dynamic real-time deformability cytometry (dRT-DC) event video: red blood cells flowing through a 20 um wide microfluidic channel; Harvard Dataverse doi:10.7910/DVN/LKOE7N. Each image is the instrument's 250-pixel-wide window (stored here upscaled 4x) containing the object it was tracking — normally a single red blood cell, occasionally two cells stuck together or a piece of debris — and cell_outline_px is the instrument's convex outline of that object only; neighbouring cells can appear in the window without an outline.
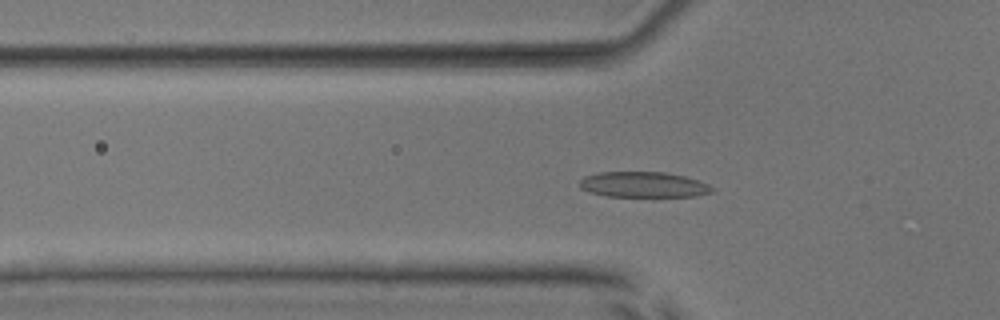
{"species": "common noctule bat (a hibernating species)", "species_latin": "Nyctalus noctula", "temperature_condition": "room temperature", "stored_images_in_passage": 52, "camera_frame_rate_fps": 3000, "um_per_image_px": 0.085, "animal": {"sex": "male", "body_mass_g": 17.9, "forearm_length_mm": 54.2}, "frame": {"image": 1, "passage_image": 18, "time_ms": 5.667, "image_size_px": [1000, 320], "cell_outline_px": [[712, 192], [696, 196], [608, 196], [588, 192], [580, 188], [580, 180], [584, 176], [596, 172], [664, 172], [684, 176], [708, 184], [712, 188]], "centroid_in_image_um": [54.63, 15.69], "position_along_channel_um": 71.2, "area_um2": 19.59}}
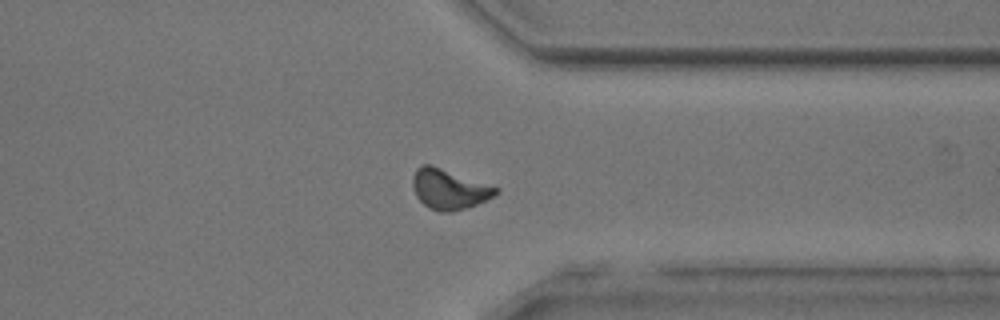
{"frame": {"image": 2, "passage_image": 41, "time_ms": 13.333, "image_size_px": [1000, 320], "cell_outline_px": [[500, 192], [468, 208], [452, 212], [440, 212], [428, 208], [416, 196], [412, 184], [412, 176], [416, 168], [420, 164], [432, 164], [500, 188]], "centroid_in_image_um": [38.15, 16.06], "position_along_channel_um": 373.3, "area_um2": 19.65}}
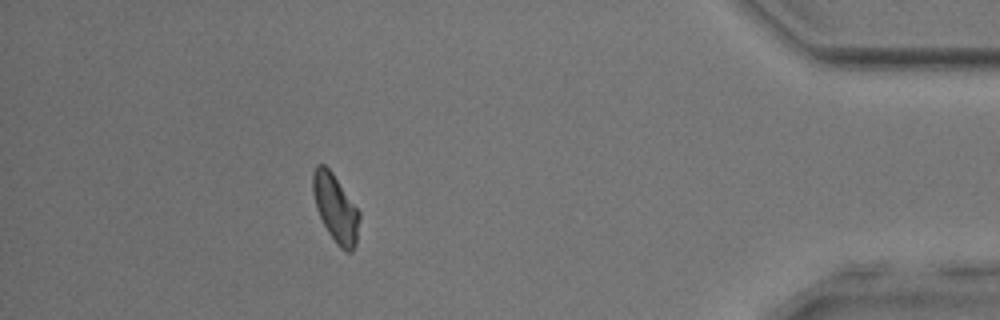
{"frame": {"image": 3, "passage_image": 47, "time_ms": 15.333, "image_size_px": [1000, 320], "cell_outline_px": [[360, 216], [356, 244], [352, 252], [344, 252], [336, 244], [328, 232], [316, 208], [312, 192], [312, 172], [316, 164], [324, 164], [332, 172], [360, 212]], "centroid_in_image_um": [28.51, 17.7], "position_along_channel_um": 406.7, "area_um2": 18.44}, "authors_computed_cell_mechanics": {"area_um2": 18.9295, "velocity_mm_per_s": 3.9707, "shape_relaxation_time_tau1_ms": null, "shape_relaxation_time_tau2_ms": 3.6246, "deformation_change_tau1": null, "deformation_change_tau2": 0.1004}}